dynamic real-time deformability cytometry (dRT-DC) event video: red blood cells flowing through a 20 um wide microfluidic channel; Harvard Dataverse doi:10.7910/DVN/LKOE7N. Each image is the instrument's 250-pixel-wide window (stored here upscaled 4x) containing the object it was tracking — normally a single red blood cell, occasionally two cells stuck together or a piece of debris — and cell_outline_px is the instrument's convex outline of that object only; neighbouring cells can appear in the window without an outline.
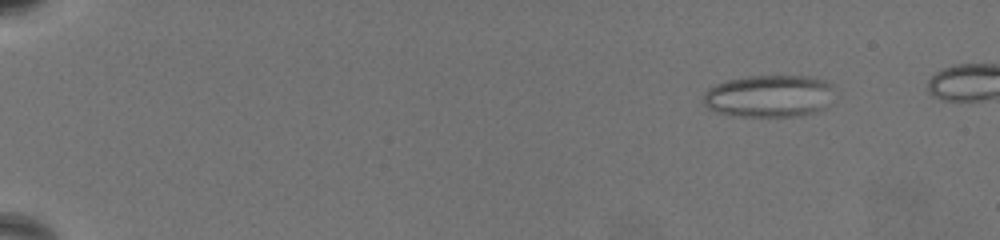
{"species": "common noctule bat (a hibernating species)", "species_latin": "Nyctalus noctula", "temperature_condition": "warm", "stored_images_in_passage": 62, "camera_frame_rate_fps": 3000, "um_per_image_px": 0.085, "animal": {"sex": "female", "body_mass_g": 19.5, "forearm_length_mm": 54.1}, "frame": {"image": 1, "passage_image": 4, "time_ms": 1.0, "image_size_px": [1000, 240], "cell_outline_px": [[828, 88], [824, 108], [800, 116], [740, 116], [720, 112], [708, 108], [704, 104], [704, 92], [708, 88], [716, 84], [728, 80], [748, 76], [804, 76], [824, 80], [828, 84]], "centroid_in_image_um": [65.25, 8.16], "position_along_channel_um": 19.7, "area_um2": 31.27}}
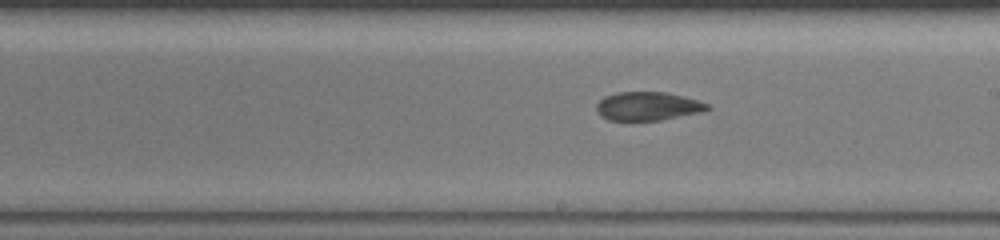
{"frame": {"image": 2, "passage_image": 38, "time_ms": 12.333, "image_size_px": [1000, 240], "cell_outline_px": [[712, 108], [700, 112], [660, 120], [608, 120], [600, 116], [596, 108], [596, 104], [604, 96], [620, 92], [664, 92], [696, 100], [708, 104]], "centroid_in_image_um": [55.02, 9.03], "position_along_channel_um": 234.0, "area_um2": 18.21}}
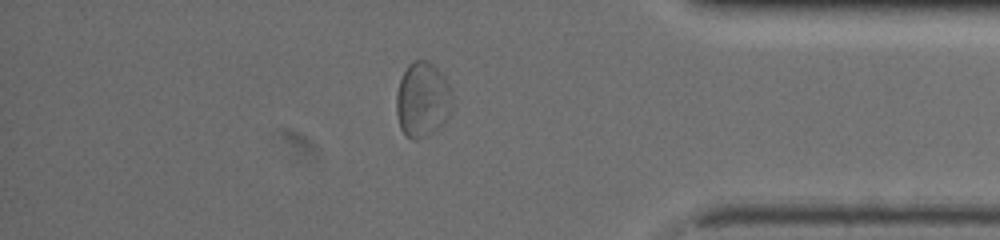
{"frame": {"image": 3, "passage_image": 55, "time_ms": 18.0, "image_size_px": [1000, 240], "cell_outline_px": [[452, 108], [448, 116], [432, 132], [416, 140], [412, 140], [400, 128], [396, 112], [396, 96], [400, 80], [408, 64], [412, 60], [424, 60], [432, 64], [444, 76], [448, 84], [452, 100]], "centroid_in_image_um": [35.89, 8.46], "position_along_channel_um": 399.3, "area_um2": 24.1}}